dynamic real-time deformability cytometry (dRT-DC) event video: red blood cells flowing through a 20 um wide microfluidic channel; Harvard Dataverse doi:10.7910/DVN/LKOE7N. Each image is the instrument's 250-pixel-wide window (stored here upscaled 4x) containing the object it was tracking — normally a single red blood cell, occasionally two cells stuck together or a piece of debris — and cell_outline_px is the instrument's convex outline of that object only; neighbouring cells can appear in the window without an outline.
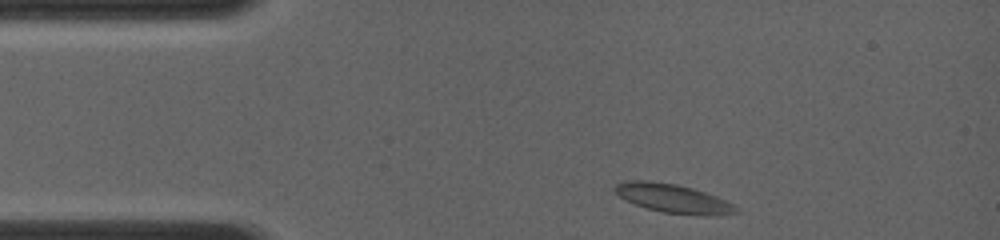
{"species": "common noctule bat (a hibernating species)", "species_latin": "Nyctalus noctula", "temperature_condition": "room temperature", "stored_images_in_passage": 39, "camera_frame_rate_fps": 4000, "um_per_image_px": 0.085, "animal": {"sex": "female", "body_mass_g": 19.0, "forearm_length_mm": 56.7}, "frame": {"image": 1, "passage_image": 1, "time_ms": 0.0, "image_size_px": [1000, 240], "cell_outline_px": [[740, 212], [720, 216], [704, 216], [664, 212], [648, 208], [636, 204], [620, 196], [612, 188], [616, 184], [624, 180], [652, 180], [676, 184], [692, 188], [716, 196], [732, 204]], "centroid_in_image_um": [57.22, 16.86], "position_along_channel_um": 27.8, "area_um2": 20.29}}
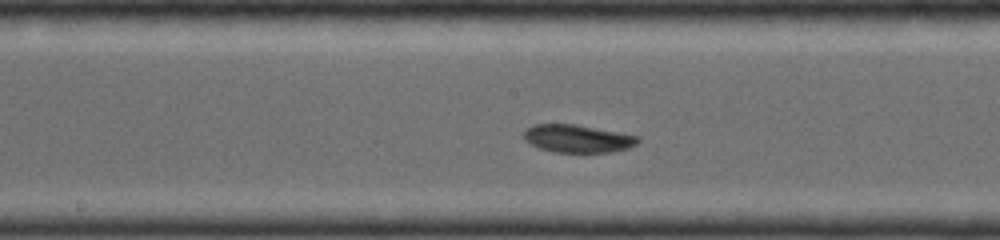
{"frame": {"image": 2, "passage_image": 16, "time_ms": 5.0, "image_size_px": [1000, 240], "cell_outline_px": [[640, 140], [636, 144], [628, 148], [612, 152], [552, 152], [540, 148], [524, 140], [524, 128], [532, 124], [576, 124], [640, 136]], "centroid_in_image_um": [49.08, 11.77], "position_along_channel_um": 199.1, "area_um2": 18.61}}
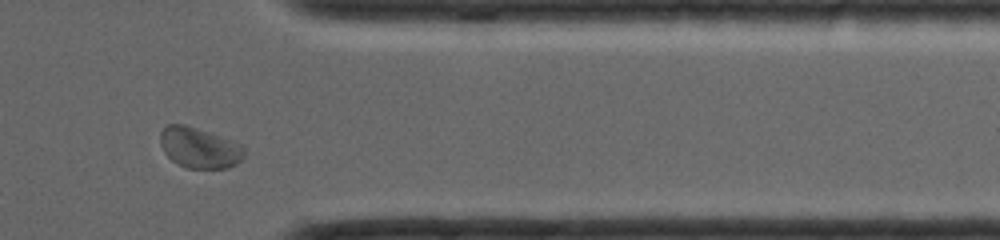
{"frame": {"image": 3, "passage_image": 31, "time_ms": 9.5, "image_size_px": [1000, 240], "cell_outline_px": [[244, 156], [236, 164], [228, 168], [188, 168], [176, 164], [164, 152], [160, 144], [160, 132], [168, 124], [184, 124], [220, 136], [240, 144], [244, 148]], "centroid_in_image_um": [16.92, 12.57], "position_along_channel_um": 394.5, "area_um2": 19.77}}